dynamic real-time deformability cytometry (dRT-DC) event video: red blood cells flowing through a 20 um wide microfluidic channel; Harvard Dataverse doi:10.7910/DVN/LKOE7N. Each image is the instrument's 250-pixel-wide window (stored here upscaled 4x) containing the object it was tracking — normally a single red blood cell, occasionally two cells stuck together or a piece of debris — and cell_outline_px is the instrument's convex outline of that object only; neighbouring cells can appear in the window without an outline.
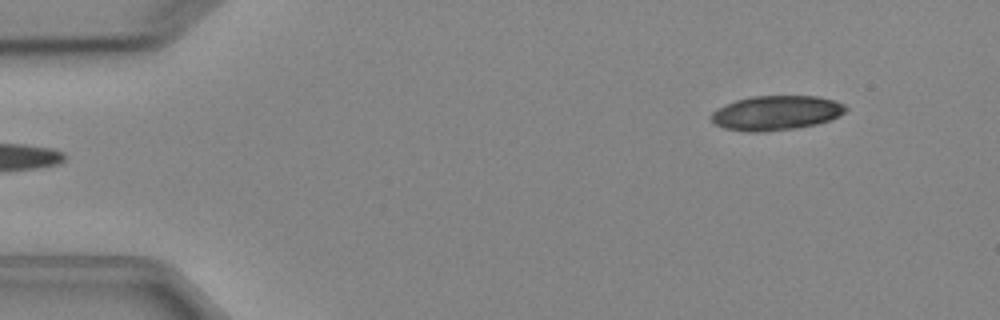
{"species": "Egyptian fruit bat (a non-hibernating species)", "species_latin": "Rousettus aegyptiacus", "temperature_condition": "cold", "stored_images_in_passage": 6, "segment_of_instrument_passage": [2, 2], "camera_frame_rate_fps": 3000, "um_per_image_px": 0.085, "animal": {"sex": "female"}, "frame": {"image": 1, "passage_image": 6, "time_ms": 5.667, "image_size_px": [1000, 320], "cell_outline_px": [[848, 108], [844, 112], [828, 120], [816, 124], [796, 128], [764, 132], [748, 132], [724, 128], [716, 124], [708, 116], [712, 112], [736, 100], [752, 96], [816, 96], [832, 100], [844, 104]], "centroid_in_image_um": [65.95, 9.6], "position_along_channel_um": 19.1, "area_um2": 26.82}}